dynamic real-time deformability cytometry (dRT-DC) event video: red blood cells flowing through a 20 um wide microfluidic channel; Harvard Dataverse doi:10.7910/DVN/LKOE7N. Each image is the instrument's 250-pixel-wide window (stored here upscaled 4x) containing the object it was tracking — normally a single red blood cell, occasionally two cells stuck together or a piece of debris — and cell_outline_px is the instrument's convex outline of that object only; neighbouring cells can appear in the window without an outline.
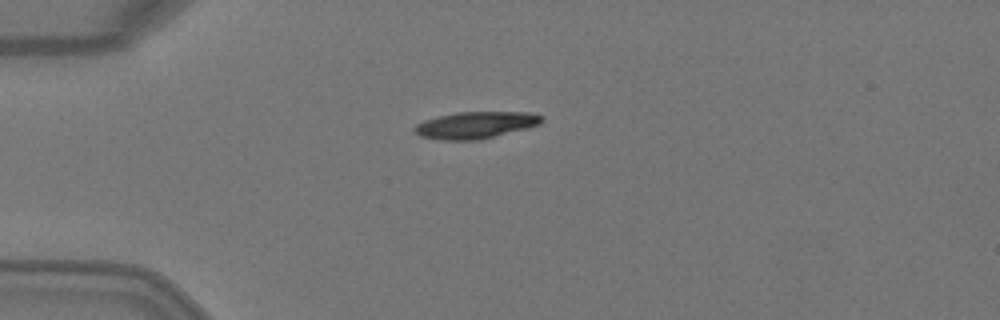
{"species": "Egyptian fruit bat (a non-hibernating species)", "species_latin": "Rousettus aegyptiacus", "temperature_condition": "warm", "stored_images_in_passage": 4, "camera_frame_rate_fps": 3000, "um_per_image_px": 0.085, "animal": {"sex": "female"}, "frame": {"image": 1, "passage_image": 1, "time_ms": 0.0, "image_size_px": [1000, 320], "cell_outline_px": [[544, 120], [540, 124], [528, 128], [480, 140], [440, 140], [420, 136], [412, 128], [416, 124], [424, 120], [456, 112], [528, 112], [544, 116]], "centroid_in_image_um": [40.45, 10.63], "position_along_channel_um": 44.6, "area_um2": 20.0}}
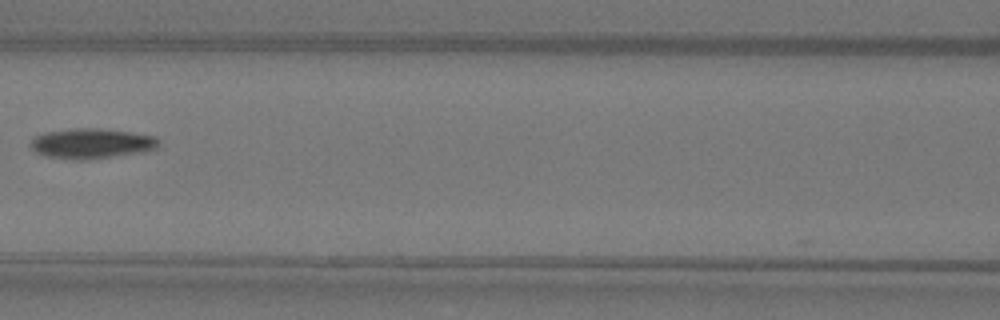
{"frame": {"image": 2, "passage_image": 4, "time_ms": 1.0, "image_size_px": [1000, 320], "cell_outline_px": [[160, 144], [156, 148], [144, 152], [88, 160], [80, 160], [48, 156], [36, 152], [32, 148], [32, 140], [36, 136], [44, 132], [72, 128], [100, 128], [156, 136], [160, 140]], "centroid_in_image_um": [7.83, 12.19], "position_along_channel_um": 158.8, "area_um2": 22.48}}